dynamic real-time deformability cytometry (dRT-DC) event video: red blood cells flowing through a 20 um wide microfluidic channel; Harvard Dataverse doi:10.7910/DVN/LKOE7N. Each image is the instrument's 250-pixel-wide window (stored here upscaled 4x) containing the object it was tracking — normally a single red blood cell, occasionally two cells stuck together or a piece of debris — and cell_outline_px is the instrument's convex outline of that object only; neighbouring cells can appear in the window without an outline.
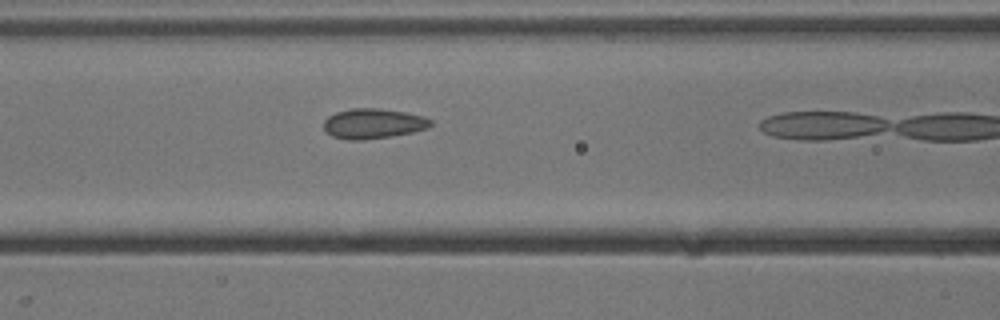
{"species": "common noctule bat (a hibernating species)", "species_latin": "Nyctalus noctula", "temperature_condition": "cold", "stored_images_in_passage": 10, "camera_frame_rate_fps": 3000, "um_per_image_px": 0.085, "animal": {"sex": "male", "body_mass_g": 13.3}, "frame": {"image": 1, "passage_image": 9, "time_ms": 2.667, "image_size_px": [1000, 320], "cell_outline_px": [[432, 124], [428, 128], [412, 132], [392, 136], [360, 140], [348, 140], [332, 136], [324, 128], [324, 120], [328, 116], [336, 112], [352, 108], [380, 108], [404, 112], [424, 116], [432, 120]], "centroid_in_image_um": [31.73, 10.5], "position_along_channel_um": 134.9, "area_um2": 18.73}}